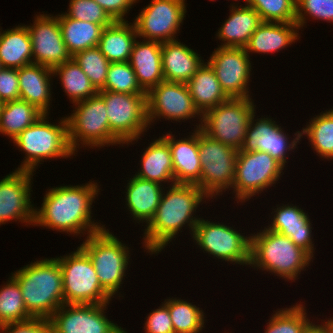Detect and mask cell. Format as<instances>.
I'll use <instances>...</instances> for the list:
<instances>
[{"label": "cell", "instance_id": "1", "mask_svg": "<svg viewBox=\"0 0 333 333\" xmlns=\"http://www.w3.org/2000/svg\"><path fill=\"white\" fill-rule=\"evenodd\" d=\"M98 183L90 180L81 185L50 188L43 197L41 207H35L33 226L65 232L69 235L97 233L105 225L92 219V203L100 194ZM87 232V233H86Z\"/></svg>", "mask_w": 333, "mask_h": 333}, {"label": "cell", "instance_id": "2", "mask_svg": "<svg viewBox=\"0 0 333 333\" xmlns=\"http://www.w3.org/2000/svg\"><path fill=\"white\" fill-rule=\"evenodd\" d=\"M166 188L168 190L165 192L164 188L156 213L143 233V248L150 255L161 252L177 238L184 226L189 227L192 236L201 218L195 215L196 210L202 202L206 203L205 199L209 200L196 184H169Z\"/></svg>", "mask_w": 333, "mask_h": 333}, {"label": "cell", "instance_id": "3", "mask_svg": "<svg viewBox=\"0 0 333 333\" xmlns=\"http://www.w3.org/2000/svg\"><path fill=\"white\" fill-rule=\"evenodd\" d=\"M11 275L19 283L32 318L50 319L64 304L62 270L57 257L36 260Z\"/></svg>", "mask_w": 333, "mask_h": 333}, {"label": "cell", "instance_id": "4", "mask_svg": "<svg viewBox=\"0 0 333 333\" xmlns=\"http://www.w3.org/2000/svg\"><path fill=\"white\" fill-rule=\"evenodd\" d=\"M251 235L250 266L273 273L287 282L299 279L301 271L313 259L305 250L296 246L289 237L268 230L266 227Z\"/></svg>", "mask_w": 333, "mask_h": 333}, {"label": "cell", "instance_id": "5", "mask_svg": "<svg viewBox=\"0 0 333 333\" xmlns=\"http://www.w3.org/2000/svg\"><path fill=\"white\" fill-rule=\"evenodd\" d=\"M48 115L41 116L12 141L26 155L16 170L35 172L44 159L76 156L69 144L66 116L55 124L49 122Z\"/></svg>", "mask_w": 333, "mask_h": 333}, {"label": "cell", "instance_id": "6", "mask_svg": "<svg viewBox=\"0 0 333 333\" xmlns=\"http://www.w3.org/2000/svg\"><path fill=\"white\" fill-rule=\"evenodd\" d=\"M119 240L109 229L104 228L86 237L79 246L91 259L101 286L113 298L125 280L130 263L131 249Z\"/></svg>", "mask_w": 333, "mask_h": 333}, {"label": "cell", "instance_id": "7", "mask_svg": "<svg viewBox=\"0 0 333 333\" xmlns=\"http://www.w3.org/2000/svg\"><path fill=\"white\" fill-rule=\"evenodd\" d=\"M73 107V113L66 118L69 144L75 153L82 147L100 149L105 145L108 147L122 144L110 132L105 102L98 94L73 104Z\"/></svg>", "mask_w": 333, "mask_h": 333}, {"label": "cell", "instance_id": "8", "mask_svg": "<svg viewBox=\"0 0 333 333\" xmlns=\"http://www.w3.org/2000/svg\"><path fill=\"white\" fill-rule=\"evenodd\" d=\"M57 261L62 270L64 304H105L113 299L101 286L91 259L79 246Z\"/></svg>", "mask_w": 333, "mask_h": 333}, {"label": "cell", "instance_id": "9", "mask_svg": "<svg viewBox=\"0 0 333 333\" xmlns=\"http://www.w3.org/2000/svg\"><path fill=\"white\" fill-rule=\"evenodd\" d=\"M254 104L252 98H229L203 114L200 130L209 138L239 151L256 113Z\"/></svg>", "mask_w": 333, "mask_h": 333}, {"label": "cell", "instance_id": "10", "mask_svg": "<svg viewBox=\"0 0 333 333\" xmlns=\"http://www.w3.org/2000/svg\"><path fill=\"white\" fill-rule=\"evenodd\" d=\"M98 95L105 102L110 132L122 147L138 142L152 128L147 119L146 94L98 91Z\"/></svg>", "mask_w": 333, "mask_h": 333}, {"label": "cell", "instance_id": "11", "mask_svg": "<svg viewBox=\"0 0 333 333\" xmlns=\"http://www.w3.org/2000/svg\"><path fill=\"white\" fill-rule=\"evenodd\" d=\"M201 179L196 184L209 198L232 190L238 150L209 138L198 129ZM231 188V189H230Z\"/></svg>", "mask_w": 333, "mask_h": 333}, {"label": "cell", "instance_id": "12", "mask_svg": "<svg viewBox=\"0 0 333 333\" xmlns=\"http://www.w3.org/2000/svg\"><path fill=\"white\" fill-rule=\"evenodd\" d=\"M234 226L200 218L195 226L192 238L197 248L216 259L231 264L250 265L251 235L245 236Z\"/></svg>", "mask_w": 333, "mask_h": 333}, {"label": "cell", "instance_id": "13", "mask_svg": "<svg viewBox=\"0 0 333 333\" xmlns=\"http://www.w3.org/2000/svg\"><path fill=\"white\" fill-rule=\"evenodd\" d=\"M283 170L284 167L266 152L238 151L232 185L235 201L245 203L266 191L281 179Z\"/></svg>", "mask_w": 333, "mask_h": 333}, {"label": "cell", "instance_id": "14", "mask_svg": "<svg viewBox=\"0 0 333 333\" xmlns=\"http://www.w3.org/2000/svg\"><path fill=\"white\" fill-rule=\"evenodd\" d=\"M146 104L149 126L157 118L180 123L197 117L200 123L195 129H200L203 114L195 106L186 83L160 82L146 93Z\"/></svg>", "mask_w": 333, "mask_h": 333}, {"label": "cell", "instance_id": "15", "mask_svg": "<svg viewBox=\"0 0 333 333\" xmlns=\"http://www.w3.org/2000/svg\"><path fill=\"white\" fill-rule=\"evenodd\" d=\"M185 0H151L133 21L138 38L160 43L177 40L186 17Z\"/></svg>", "mask_w": 333, "mask_h": 333}, {"label": "cell", "instance_id": "16", "mask_svg": "<svg viewBox=\"0 0 333 333\" xmlns=\"http://www.w3.org/2000/svg\"><path fill=\"white\" fill-rule=\"evenodd\" d=\"M105 304H63L50 318L53 333H128L110 321Z\"/></svg>", "mask_w": 333, "mask_h": 333}, {"label": "cell", "instance_id": "17", "mask_svg": "<svg viewBox=\"0 0 333 333\" xmlns=\"http://www.w3.org/2000/svg\"><path fill=\"white\" fill-rule=\"evenodd\" d=\"M249 56L244 47L218 46L207 60L229 98H251L248 86L252 62Z\"/></svg>", "mask_w": 333, "mask_h": 333}, {"label": "cell", "instance_id": "18", "mask_svg": "<svg viewBox=\"0 0 333 333\" xmlns=\"http://www.w3.org/2000/svg\"><path fill=\"white\" fill-rule=\"evenodd\" d=\"M33 173L15 169L0 179V226L12 220L33 226L35 207L30 199Z\"/></svg>", "mask_w": 333, "mask_h": 333}, {"label": "cell", "instance_id": "19", "mask_svg": "<svg viewBox=\"0 0 333 333\" xmlns=\"http://www.w3.org/2000/svg\"><path fill=\"white\" fill-rule=\"evenodd\" d=\"M255 113L252 116L249 126L246 129V137L239 151H261L271 155L283 167L289 158V151L295 150L302 138L301 132L294 133L293 140H290L288 133L276 124L271 117H261L255 119ZM291 141V142H290ZM287 155V156H286Z\"/></svg>", "mask_w": 333, "mask_h": 333}, {"label": "cell", "instance_id": "20", "mask_svg": "<svg viewBox=\"0 0 333 333\" xmlns=\"http://www.w3.org/2000/svg\"><path fill=\"white\" fill-rule=\"evenodd\" d=\"M34 22L26 25L32 44L33 63L54 68L72 58L62 38L57 15H35Z\"/></svg>", "mask_w": 333, "mask_h": 333}, {"label": "cell", "instance_id": "21", "mask_svg": "<svg viewBox=\"0 0 333 333\" xmlns=\"http://www.w3.org/2000/svg\"><path fill=\"white\" fill-rule=\"evenodd\" d=\"M276 207L272 209L274 211L271 214L274 215L270 216L272 222L266 226L267 229L289 237L296 246L314 258L313 228L308 213L299 206L289 203Z\"/></svg>", "mask_w": 333, "mask_h": 333}, {"label": "cell", "instance_id": "22", "mask_svg": "<svg viewBox=\"0 0 333 333\" xmlns=\"http://www.w3.org/2000/svg\"><path fill=\"white\" fill-rule=\"evenodd\" d=\"M161 137L168 143L173 162L176 184H197L201 179V162L198 150V129L187 138L176 139L171 133Z\"/></svg>", "mask_w": 333, "mask_h": 333}, {"label": "cell", "instance_id": "23", "mask_svg": "<svg viewBox=\"0 0 333 333\" xmlns=\"http://www.w3.org/2000/svg\"><path fill=\"white\" fill-rule=\"evenodd\" d=\"M18 77L19 99L36 106L44 114H49L52 103L50 102L52 101L51 85H53L52 68L32 63L18 69Z\"/></svg>", "mask_w": 333, "mask_h": 333}, {"label": "cell", "instance_id": "24", "mask_svg": "<svg viewBox=\"0 0 333 333\" xmlns=\"http://www.w3.org/2000/svg\"><path fill=\"white\" fill-rule=\"evenodd\" d=\"M127 181V192H124L126 193L125 206L133 220L139 224L145 222L144 226H146L156 213L164 187L159 183L144 180L135 175Z\"/></svg>", "mask_w": 333, "mask_h": 333}, {"label": "cell", "instance_id": "25", "mask_svg": "<svg viewBox=\"0 0 333 333\" xmlns=\"http://www.w3.org/2000/svg\"><path fill=\"white\" fill-rule=\"evenodd\" d=\"M161 56L164 81L168 82L187 83L204 63L198 53L178 39L162 43Z\"/></svg>", "mask_w": 333, "mask_h": 333}, {"label": "cell", "instance_id": "26", "mask_svg": "<svg viewBox=\"0 0 333 333\" xmlns=\"http://www.w3.org/2000/svg\"><path fill=\"white\" fill-rule=\"evenodd\" d=\"M140 41V42H139ZM138 39L135 41L128 63L133 68L137 81L147 93L164 81L162 71V43Z\"/></svg>", "mask_w": 333, "mask_h": 333}, {"label": "cell", "instance_id": "27", "mask_svg": "<svg viewBox=\"0 0 333 333\" xmlns=\"http://www.w3.org/2000/svg\"><path fill=\"white\" fill-rule=\"evenodd\" d=\"M234 4H230V15L216 33V37L222 41L219 47H245L254 31L263 23L252 7Z\"/></svg>", "mask_w": 333, "mask_h": 333}, {"label": "cell", "instance_id": "28", "mask_svg": "<svg viewBox=\"0 0 333 333\" xmlns=\"http://www.w3.org/2000/svg\"><path fill=\"white\" fill-rule=\"evenodd\" d=\"M298 30L296 23L263 22L244 48L248 55L279 52L300 39Z\"/></svg>", "mask_w": 333, "mask_h": 333}, {"label": "cell", "instance_id": "29", "mask_svg": "<svg viewBox=\"0 0 333 333\" xmlns=\"http://www.w3.org/2000/svg\"><path fill=\"white\" fill-rule=\"evenodd\" d=\"M141 155L140 169L135 176L144 180L162 183L176 184L171 150L168 143L162 138L153 139Z\"/></svg>", "mask_w": 333, "mask_h": 333}, {"label": "cell", "instance_id": "30", "mask_svg": "<svg viewBox=\"0 0 333 333\" xmlns=\"http://www.w3.org/2000/svg\"><path fill=\"white\" fill-rule=\"evenodd\" d=\"M0 62L3 68L20 69L33 63L32 44L27 26L0 28Z\"/></svg>", "mask_w": 333, "mask_h": 333}, {"label": "cell", "instance_id": "31", "mask_svg": "<svg viewBox=\"0 0 333 333\" xmlns=\"http://www.w3.org/2000/svg\"><path fill=\"white\" fill-rule=\"evenodd\" d=\"M186 85L195 106L202 114L229 99L208 62L198 68Z\"/></svg>", "mask_w": 333, "mask_h": 333}, {"label": "cell", "instance_id": "32", "mask_svg": "<svg viewBox=\"0 0 333 333\" xmlns=\"http://www.w3.org/2000/svg\"><path fill=\"white\" fill-rule=\"evenodd\" d=\"M128 22L114 21L102 31L98 47L110 63L129 61L138 35L134 24Z\"/></svg>", "mask_w": 333, "mask_h": 333}, {"label": "cell", "instance_id": "33", "mask_svg": "<svg viewBox=\"0 0 333 333\" xmlns=\"http://www.w3.org/2000/svg\"><path fill=\"white\" fill-rule=\"evenodd\" d=\"M62 38L71 56L99 44L103 29L109 25L75 20L65 13L57 15Z\"/></svg>", "mask_w": 333, "mask_h": 333}, {"label": "cell", "instance_id": "34", "mask_svg": "<svg viewBox=\"0 0 333 333\" xmlns=\"http://www.w3.org/2000/svg\"><path fill=\"white\" fill-rule=\"evenodd\" d=\"M43 115V112L27 101L19 99L4 102L0 109V134L13 141Z\"/></svg>", "mask_w": 333, "mask_h": 333}, {"label": "cell", "instance_id": "35", "mask_svg": "<svg viewBox=\"0 0 333 333\" xmlns=\"http://www.w3.org/2000/svg\"><path fill=\"white\" fill-rule=\"evenodd\" d=\"M52 73L54 77L59 76L62 89L72 104L98 94L88 76L73 58L52 68Z\"/></svg>", "mask_w": 333, "mask_h": 333}, {"label": "cell", "instance_id": "36", "mask_svg": "<svg viewBox=\"0 0 333 333\" xmlns=\"http://www.w3.org/2000/svg\"><path fill=\"white\" fill-rule=\"evenodd\" d=\"M325 111L310 119L301 136H307L317 156L329 161L333 160V109Z\"/></svg>", "mask_w": 333, "mask_h": 333}, {"label": "cell", "instance_id": "37", "mask_svg": "<svg viewBox=\"0 0 333 333\" xmlns=\"http://www.w3.org/2000/svg\"><path fill=\"white\" fill-rule=\"evenodd\" d=\"M163 303L168 307L175 333H200L205 328L207 320L202 308L177 297L167 298Z\"/></svg>", "mask_w": 333, "mask_h": 333}, {"label": "cell", "instance_id": "38", "mask_svg": "<svg viewBox=\"0 0 333 333\" xmlns=\"http://www.w3.org/2000/svg\"><path fill=\"white\" fill-rule=\"evenodd\" d=\"M305 308L300 301L289 308L273 311L264 333H306L314 322L310 321Z\"/></svg>", "mask_w": 333, "mask_h": 333}, {"label": "cell", "instance_id": "39", "mask_svg": "<svg viewBox=\"0 0 333 333\" xmlns=\"http://www.w3.org/2000/svg\"><path fill=\"white\" fill-rule=\"evenodd\" d=\"M0 288V327L32 317L26 310L18 281L11 275Z\"/></svg>", "mask_w": 333, "mask_h": 333}, {"label": "cell", "instance_id": "40", "mask_svg": "<svg viewBox=\"0 0 333 333\" xmlns=\"http://www.w3.org/2000/svg\"><path fill=\"white\" fill-rule=\"evenodd\" d=\"M72 58L88 76L97 91L104 90L110 62L101 53L98 46L76 53Z\"/></svg>", "mask_w": 333, "mask_h": 333}, {"label": "cell", "instance_id": "41", "mask_svg": "<svg viewBox=\"0 0 333 333\" xmlns=\"http://www.w3.org/2000/svg\"><path fill=\"white\" fill-rule=\"evenodd\" d=\"M103 91L146 94L139 85L136 74L128 62L110 63Z\"/></svg>", "mask_w": 333, "mask_h": 333}, {"label": "cell", "instance_id": "42", "mask_svg": "<svg viewBox=\"0 0 333 333\" xmlns=\"http://www.w3.org/2000/svg\"><path fill=\"white\" fill-rule=\"evenodd\" d=\"M263 22L296 23V0H248Z\"/></svg>", "mask_w": 333, "mask_h": 333}, {"label": "cell", "instance_id": "43", "mask_svg": "<svg viewBox=\"0 0 333 333\" xmlns=\"http://www.w3.org/2000/svg\"><path fill=\"white\" fill-rule=\"evenodd\" d=\"M68 17L99 25H111L114 20L94 0H70L67 12Z\"/></svg>", "mask_w": 333, "mask_h": 333}, {"label": "cell", "instance_id": "44", "mask_svg": "<svg viewBox=\"0 0 333 333\" xmlns=\"http://www.w3.org/2000/svg\"><path fill=\"white\" fill-rule=\"evenodd\" d=\"M308 16L313 20L333 23V0H296V24L299 29L306 26Z\"/></svg>", "mask_w": 333, "mask_h": 333}, {"label": "cell", "instance_id": "45", "mask_svg": "<svg viewBox=\"0 0 333 333\" xmlns=\"http://www.w3.org/2000/svg\"><path fill=\"white\" fill-rule=\"evenodd\" d=\"M145 333H175L168 307L162 302L159 308L153 310L146 317Z\"/></svg>", "mask_w": 333, "mask_h": 333}, {"label": "cell", "instance_id": "46", "mask_svg": "<svg viewBox=\"0 0 333 333\" xmlns=\"http://www.w3.org/2000/svg\"><path fill=\"white\" fill-rule=\"evenodd\" d=\"M0 333H53L50 319L31 318L0 327Z\"/></svg>", "mask_w": 333, "mask_h": 333}, {"label": "cell", "instance_id": "47", "mask_svg": "<svg viewBox=\"0 0 333 333\" xmlns=\"http://www.w3.org/2000/svg\"><path fill=\"white\" fill-rule=\"evenodd\" d=\"M19 77L18 69H0V102L19 100Z\"/></svg>", "mask_w": 333, "mask_h": 333}, {"label": "cell", "instance_id": "48", "mask_svg": "<svg viewBox=\"0 0 333 333\" xmlns=\"http://www.w3.org/2000/svg\"><path fill=\"white\" fill-rule=\"evenodd\" d=\"M114 21H126V16L140 0H94Z\"/></svg>", "mask_w": 333, "mask_h": 333}, {"label": "cell", "instance_id": "49", "mask_svg": "<svg viewBox=\"0 0 333 333\" xmlns=\"http://www.w3.org/2000/svg\"><path fill=\"white\" fill-rule=\"evenodd\" d=\"M306 333H333V329L325 322L317 324L314 322Z\"/></svg>", "mask_w": 333, "mask_h": 333}, {"label": "cell", "instance_id": "50", "mask_svg": "<svg viewBox=\"0 0 333 333\" xmlns=\"http://www.w3.org/2000/svg\"><path fill=\"white\" fill-rule=\"evenodd\" d=\"M325 322L333 329V318H328Z\"/></svg>", "mask_w": 333, "mask_h": 333}, {"label": "cell", "instance_id": "51", "mask_svg": "<svg viewBox=\"0 0 333 333\" xmlns=\"http://www.w3.org/2000/svg\"><path fill=\"white\" fill-rule=\"evenodd\" d=\"M234 1H237V0H234ZM247 1H248V0H244V2H245V4H244V5H247Z\"/></svg>", "mask_w": 333, "mask_h": 333}]
</instances>
